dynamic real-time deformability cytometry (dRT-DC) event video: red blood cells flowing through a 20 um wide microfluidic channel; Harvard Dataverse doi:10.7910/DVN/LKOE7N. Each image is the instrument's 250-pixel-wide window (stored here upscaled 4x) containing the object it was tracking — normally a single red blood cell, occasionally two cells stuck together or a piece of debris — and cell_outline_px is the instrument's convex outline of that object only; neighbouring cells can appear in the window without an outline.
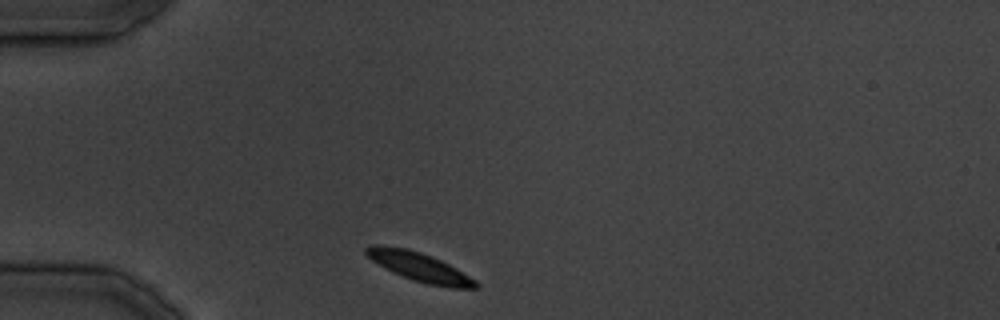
{"species": "common noctule bat (a hibernating species)", "species_latin": "Nyctalus noctula", "temperature_condition": "cold", "stored_images_in_passage": 17, "camera_frame_rate_fps": 3000, "um_per_image_px": 0.085, "animal": {"sex": "male", "body_mass_g": 19.5, "forearm_length_mm": 54.6}, "frame": {"image": 1, "passage_image": 1, "time_ms": 0.0, "image_size_px": [1000, 320], "cell_outline_px": [[480, 288], [452, 288], [428, 284], [412, 280], [392, 272], [384, 268], [372, 260], [364, 252], [364, 248], [372, 244], [380, 244], [408, 248], [432, 256], [456, 268], [476, 280], [480, 284]], "centroid_in_image_um": [35.64, 22.68], "position_along_channel_um": 49.4, "area_um2": 18.67}}
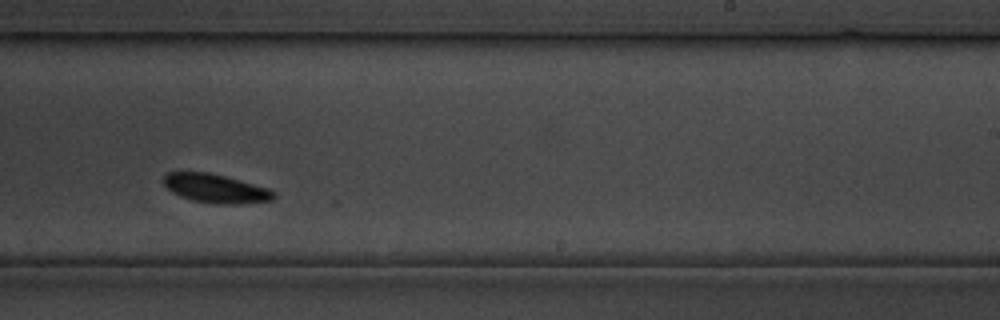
{"frame": {"image": 2, "passage_image": 15, "time_ms": 17.0, "image_size_px": [1000, 320], "cell_outline_px": [[276, 196], [272, 200], [240, 204], [216, 204], [192, 200], [180, 196], [172, 192], [160, 180], [168, 172], [208, 172], [224, 176], [268, 188], [276, 192]], "centroid_in_image_um": [18.32, 16.02], "position_along_channel_um": 270.7, "area_um2": 18.5}}